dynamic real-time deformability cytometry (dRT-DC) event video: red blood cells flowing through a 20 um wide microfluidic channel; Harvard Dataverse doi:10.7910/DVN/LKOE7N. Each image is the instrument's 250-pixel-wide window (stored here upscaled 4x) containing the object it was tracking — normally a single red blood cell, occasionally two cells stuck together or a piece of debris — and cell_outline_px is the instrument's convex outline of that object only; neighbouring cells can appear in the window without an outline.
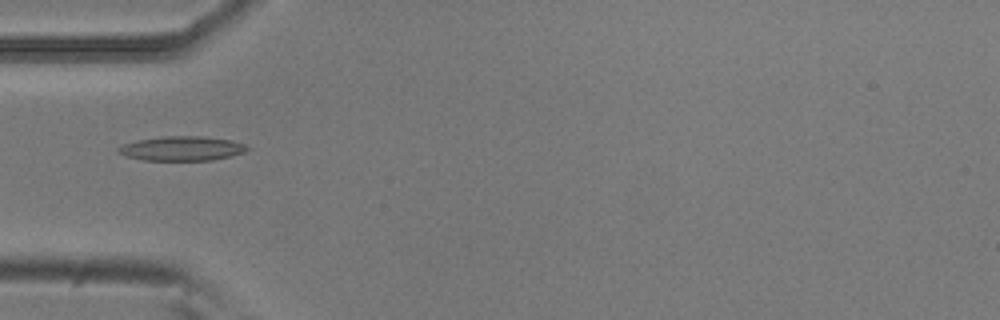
{"species": "common noctule bat (a hibernating species)", "species_latin": "Nyctalus noctula", "temperature_condition": "room temperature", "stored_images_in_passage": 4, "camera_frame_rate_fps": 3000, "um_per_image_px": 0.085, "animal": {"sex": "male", "body_mass_g": 20.5, "forearm_length_mm": 52.5}, "frame": {"image": 1, "passage_image": 1, "time_ms": 0.0, "image_size_px": [1000, 320], "cell_outline_px": [[248, 148], [244, 152], [232, 156], [212, 160], [144, 160], [128, 156], [116, 152], [116, 148], [124, 144], [136, 140], [164, 136], [204, 136], [232, 140], [244, 144]], "centroid_in_image_um": [15.45, 12.61], "position_along_channel_um": 69.5, "area_um2": 18.32}}
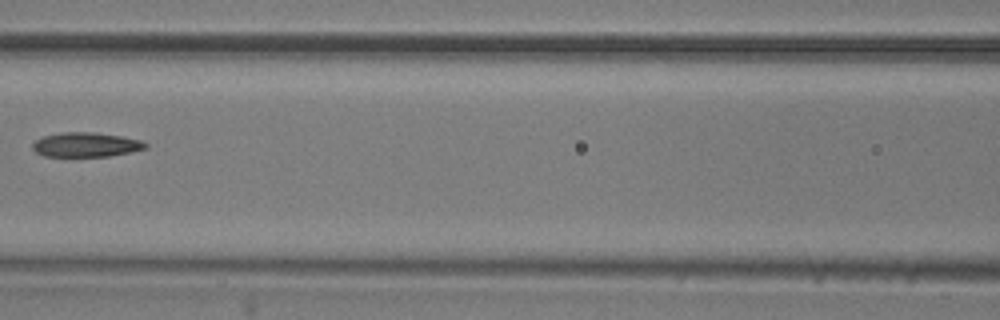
{"frame": {"image": 2, "passage_image": 3, "time_ms": 0.667, "image_size_px": [1000, 320], "cell_outline_px": [[148, 148], [108, 156], [44, 156], [36, 152], [32, 148], [32, 144], [36, 140], [44, 136], [60, 132], [96, 132], [120, 136], [140, 140], [148, 144]], "centroid_in_image_um": [7.29, 12.29], "position_along_channel_um": 159.3, "area_um2": 16.01}}
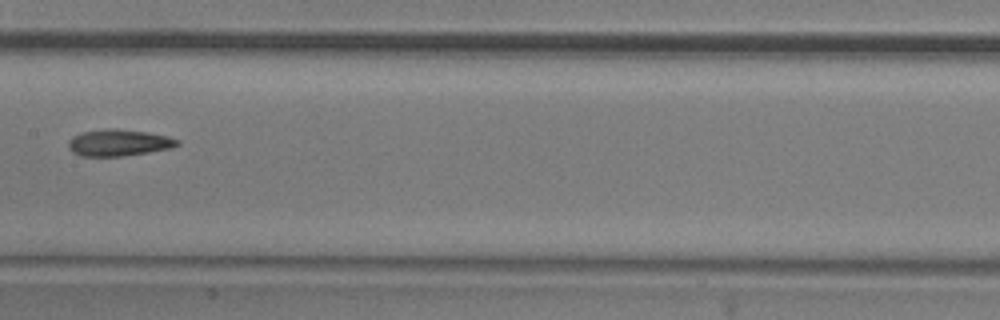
{"frame": {"image": 3, "passage_image": 4, "time_ms": 1.0, "image_size_px": [1000, 320], "cell_outline_px": [[180, 144], [172, 148], [148, 152], [120, 156], [80, 156], [72, 152], [68, 148], [68, 140], [72, 136], [80, 132], [104, 128], [116, 128], [148, 132], [168, 136], [180, 140]], "centroid_in_image_um": [10.07, 12.11], "position_along_channel_um": 197.3, "area_um2": 17.17}}